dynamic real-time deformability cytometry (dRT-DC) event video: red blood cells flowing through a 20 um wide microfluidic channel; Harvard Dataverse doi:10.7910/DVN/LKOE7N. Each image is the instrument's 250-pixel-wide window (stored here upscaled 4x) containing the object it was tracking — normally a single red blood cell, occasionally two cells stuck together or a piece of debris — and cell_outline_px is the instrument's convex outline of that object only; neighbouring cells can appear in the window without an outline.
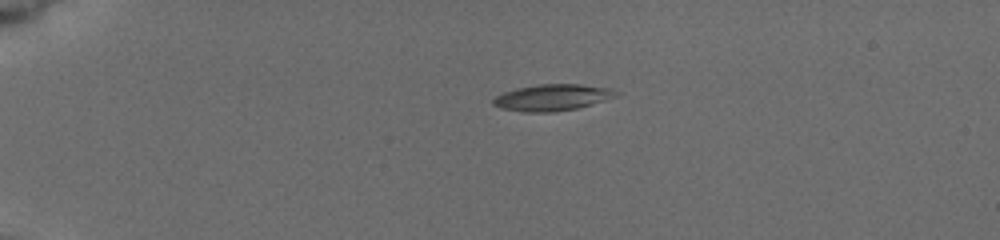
{"species": "common noctule bat (a hibernating species)", "species_latin": "Nyctalus noctula", "temperature_condition": "cold", "stored_images_in_passage": 3, "camera_frame_rate_fps": 3000, "um_per_image_px": 0.085, "animal": {"sex": "female", "body_mass_g": 19.5, "forearm_length_mm": 54.1}, "frame": {"image": 1, "passage_image": 1, "time_ms": 0.0, "image_size_px": [1000, 240], "cell_outline_px": [[616, 96], [604, 100], [576, 108], [552, 112], [524, 112], [500, 108], [492, 104], [492, 100], [496, 96], [504, 92], [516, 88], [540, 84], [580, 84], [608, 88], [616, 92]], "centroid_in_image_um": [46.87, 8.29], "position_along_channel_um": 38.1, "area_um2": 18.61}}